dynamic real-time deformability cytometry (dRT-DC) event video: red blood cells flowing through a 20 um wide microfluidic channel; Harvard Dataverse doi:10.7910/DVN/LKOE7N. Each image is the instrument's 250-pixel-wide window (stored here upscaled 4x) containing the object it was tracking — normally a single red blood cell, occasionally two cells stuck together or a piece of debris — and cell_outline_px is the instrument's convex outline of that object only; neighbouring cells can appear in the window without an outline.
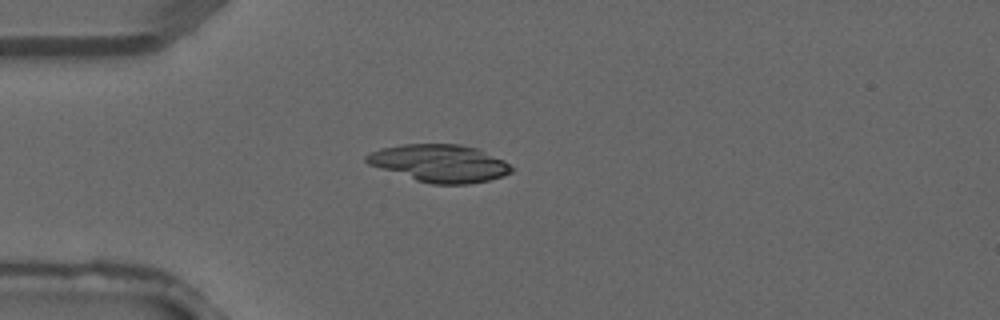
{"species": "common noctule bat (a hibernating species)", "species_latin": "Nyctalus noctula", "temperature_condition": "warm", "stored_images_in_passage": 4, "camera_frame_rate_fps": 3000, "um_per_image_px": 0.085, "animal": {"sex": "male", "forearm_length_mm": 52.5}, "frame": {"image": 1, "passage_image": 4, "time_ms": 1.0, "image_size_px": [1000, 320], "cell_outline_px": [[516, 168], [512, 172], [488, 180], [468, 184], [432, 184], [416, 180], [368, 164], [364, 160], [364, 156], [380, 148], [404, 144], [460, 144], [476, 148], [504, 160]], "centroid_in_image_um": [37.38, 13.87], "position_along_channel_um": 47.6, "area_um2": 31.56}}